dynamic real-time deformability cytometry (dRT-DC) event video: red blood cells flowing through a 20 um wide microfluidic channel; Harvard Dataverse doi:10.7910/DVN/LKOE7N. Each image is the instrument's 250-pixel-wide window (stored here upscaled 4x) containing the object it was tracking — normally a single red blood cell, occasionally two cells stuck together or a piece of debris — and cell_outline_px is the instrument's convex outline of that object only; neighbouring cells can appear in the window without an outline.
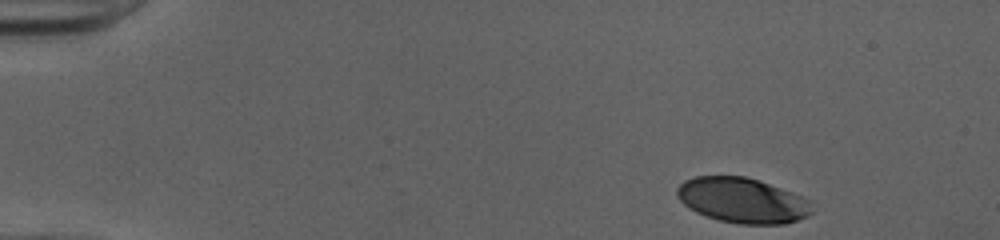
{"species": "human", "species_latin": "Homo sapiens", "temperature_condition": "cold", "stored_images_in_passage": 39, "camera_frame_rate_fps": 3000, "um_per_image_px": 0.085, "donor": {"sex": "female"}, "frame": {"image": 1, "passage_image": 1, "time_ms": 0.0, "image_size_px": [1000, 240], "cell_outline_px": [[812, 212], [808, 216], [784, 224], [740, 224], [720, 220], [696, 212], [688, 208], [676, 196], [676, 188], [684, 180], [696, 176], [744, 176], [760, 180], [812, 200]], "centroid_in_image_um": [63.11, 17.02], "position_along_channel_um": 21.9, "area_um2": 35.66}}
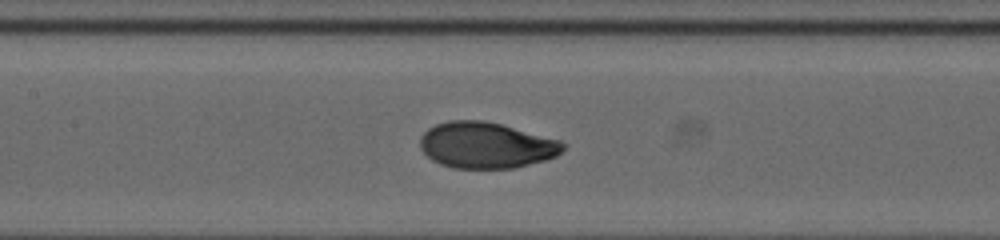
{"frame": {"image": 2, "passage_image": 20, "time_ms": 6.333, "image_size_px": [1000, 240], "cell_outline_px": [[568, 144], [556, 156], [544, 160], [512, 168], [456, 168], [440, 164], [432, 160], [420, 148], [420, 136], [428, 128], [436, 124], [448, 120], [484, 120], [500, 124], [560, 140]], "centroid_in_image_um": [41.3, 12.33], "position_along_channel_um": 166.1, "area_um2": 38.26}}
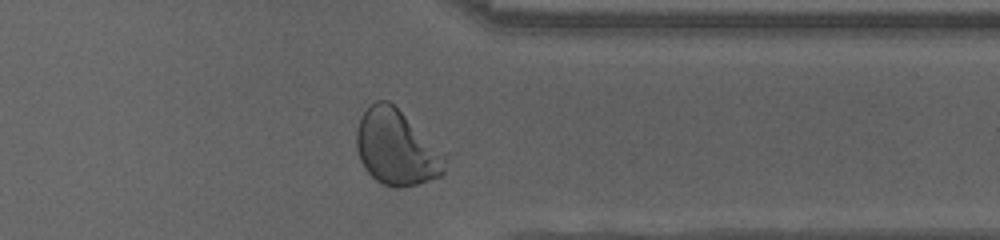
{"frame": {"image": 3, "passage_image": 36, "time_ms": 11.667, "image_size_px": [1000, 240], "cell_outline_px": [[452, 152], [444, 176], [416, 184], [400, 188], [392, 188], [376, 180], [364, 168], [360, 160], [356, 148], [356, 128], [360, 116], [376, 100], [388, 100]], "centroid_in_image_um": [33.85, 12.55], "position_along_channel_um": 377.6, "area_um2": 40.86}, "authors_computed_cell_mechanics": {"area_um2": 37.57, "velocity_mm_per_s": 4.0093, "shape_relaxation_time_tau1_ms": 3.0057, "shape_relaxation_time_tau2_ms": null, "deformation_change_tau1": 0.1696, "deformation_change_tau2": null}}